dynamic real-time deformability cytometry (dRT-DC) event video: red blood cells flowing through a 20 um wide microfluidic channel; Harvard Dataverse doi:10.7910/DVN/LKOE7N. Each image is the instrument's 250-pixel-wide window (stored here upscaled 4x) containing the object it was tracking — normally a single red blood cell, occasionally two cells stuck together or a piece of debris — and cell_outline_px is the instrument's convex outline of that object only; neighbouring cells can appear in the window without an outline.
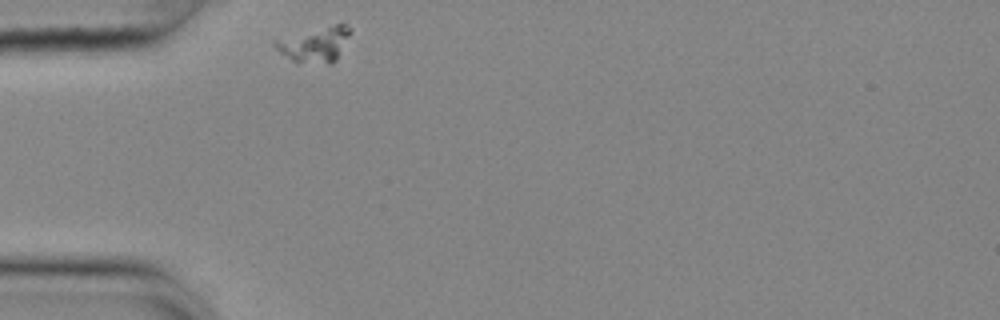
{"species": "common noctule bat (a hibernating species)", "species_latin": "Nyctalus noctula", "temperature_condition": "cold", "stored_images_in_passage": 33, "camera_frame_rate_fps": 3000, "um_per_image_px": 0.085, "animal": {"sex": "female", "body_mass_g": 25.1}, "frame": {"image": 1, "passage_image": 1, "time_ms": 0.0, "image_size_px": [1000, 320], "cell_outline_px": [[348, 36], [336, 60], [332, 64], [328, 64], [292, 60], [280, 52], [272, 44], [272, 40], [336, 24], [344, 24], [348, 28]], "centroid_in_image_um": [26.72, 3.79], "position_along_channel_um": 58.3, "area_um2": 14.62}}
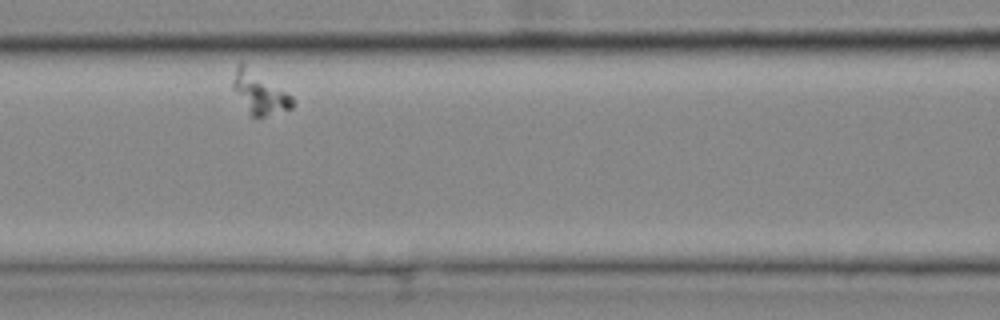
{"frame": {"image": 2, "passage_image": 10, "time_ms": 3.0, "image_size_px": [1000, 320], "cell_outline_px": [[292, 108], [256, 120], [252, 116], [232, 88], [232, 80], [236, 68], [240, 60], [292, 96]], "centroid_in_image_um": [22.03, 7.9], "position_along_channel_um": 144.6, "area_um2": 14.51}}
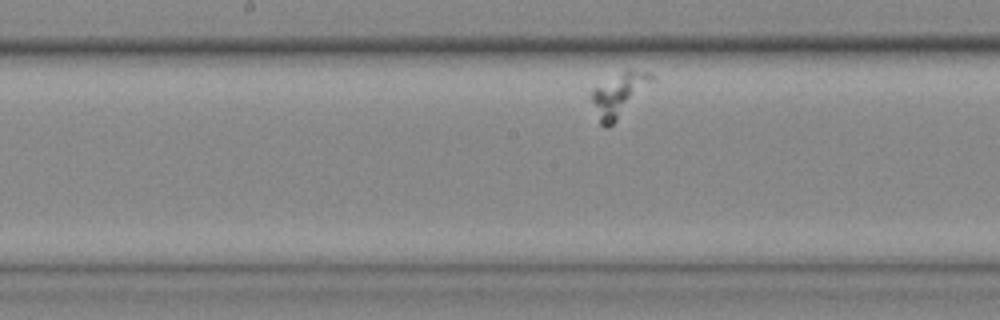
{"frame": {"image": 3, "passage_image": 15, "time_ms": 4.667, "image_size_px": [1000, 320], "cell_outline_px": [[656, 76], [616, 120], [608, 128], [604, 128], [600, 124], [592, 100], [592, 88], [628, 68], [632, 68], [652, 72]], "centroid_in_image_um": [52.61, 7.99], "position_along_channel_um": 195.6, "area_um2": 14.8}}